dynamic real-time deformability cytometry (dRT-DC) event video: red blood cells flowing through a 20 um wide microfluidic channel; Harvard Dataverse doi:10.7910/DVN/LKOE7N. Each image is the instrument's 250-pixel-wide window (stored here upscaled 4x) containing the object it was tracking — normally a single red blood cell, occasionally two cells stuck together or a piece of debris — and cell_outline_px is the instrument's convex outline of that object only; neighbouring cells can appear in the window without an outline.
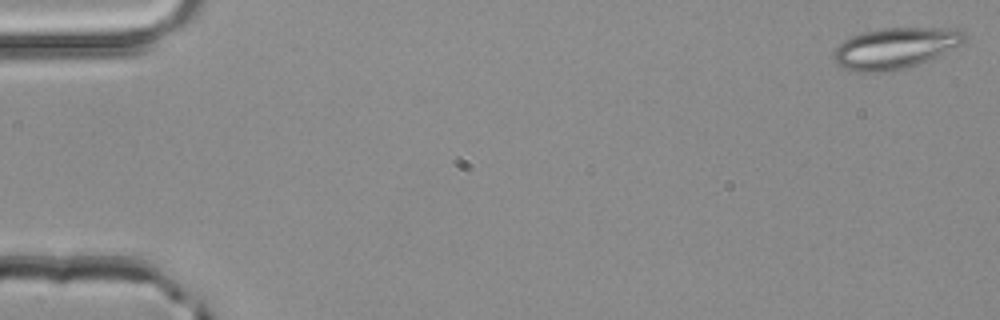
{"species": "common noctule bat (a hibernating species)", "species_latin": "Nyctalus noctula", "temperature_condition": "room temperature", "stored_images_in_passage": 3, "camera_frame_rate_fps": 3000, "um_per_image_px": 0.085, "animal": {"sex": "male", "body_mass_g": 20.4}, "frame": {"image": 1, "passage_image": 1, "time_ms": 0.0, "image_size_px": [1000, 320], "cell_outline_px": [[968, 36], [964, 44], [928, 60], [904, 68], [888, 72], [856, 72], [844, 68], [836, 64], [832, 56], [832, 52], [844, 40], [852, 36], [864, 32], [884, 28], [960, 28]], "centroid_in_image_um": [76.12, 4.09], "position_along_channel_um": 8.9, "area_um2": 31.44}}